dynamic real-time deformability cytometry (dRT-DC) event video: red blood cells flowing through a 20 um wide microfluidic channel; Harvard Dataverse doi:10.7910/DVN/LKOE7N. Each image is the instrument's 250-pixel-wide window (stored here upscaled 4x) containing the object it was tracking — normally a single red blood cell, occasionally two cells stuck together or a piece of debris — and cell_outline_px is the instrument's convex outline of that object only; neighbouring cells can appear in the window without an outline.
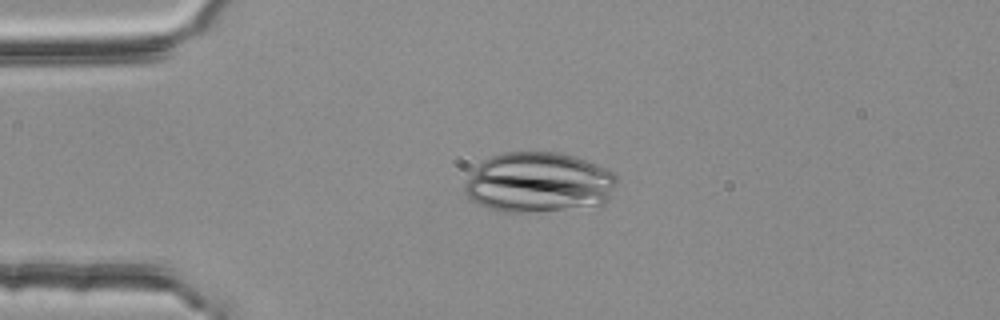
{"species": "common noctule bat (a hibernating species)", "species_latin": "Nyctalus noctula", "temperature_condition": "room temperature", "stored_images_in_passage": 53, "camera_frame_rate_fps": 3000, "um_per_image_px": 0.085, "animal": {"sex": "female", "body_mass_g": 25.1}, "frame": {"image": 1, "passage_image": 13, "time_ms": 4.0, "image_size_px": [1000, 320], "cell_outline_px": [[616, 184], [612, 196], [604, 204], [536, 212], [504, 212], [480, 204], [472, 200], [464, 192], [464, 184], [476, 168], [484, 160], [492, 156], [504, 152], [560, 152], [596, 164], [612, 172], [616, 176]], "centroid_in_image_um": [45.81, 15.51], "position_along_channel_um": 39.2, "area_um2": 53.06}}
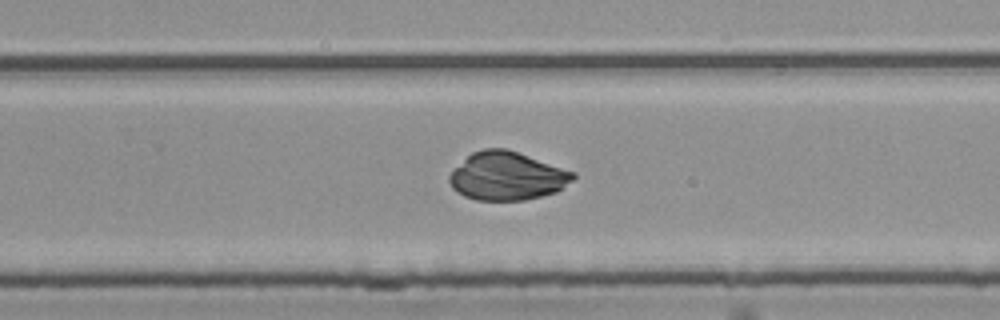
{"frame": {"image": 2, "passage_image": 35, "time_ms": 11.333, "image_size_px": [1000, 320], "cell_outline_px": [[576, 176], [572, 180], [556, 192], [524, 200], [476, 200], [464, 196], [456, 192], [452, 188], [448, 180], [448, 176], [472, 152], [484, 148], [508, 148], [576, 172]], "centroid_in_image_um": [43.11, 14.96], "position_along_channel_um": 286.7, "area_um2": 34.8}}
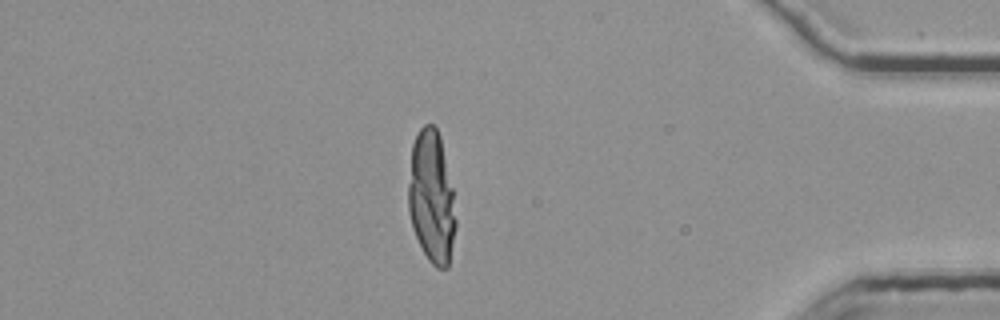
{"frame": {"image": 3, "passage_image": 47, "time_ms": 15.333, "image_size_px": [1000, 320], "cell_outline_px": [[456, 224], [448, 268], [436, 268], [428, 260], [412, 228], [408, 208], [408, 184], [412, 144], [420, 128], [424, 124], [432, 124], [436, 128], [440, 136], [452, 188], [456, 220]], "centroid_in_image_um": [36.67, 16.77], "position_along_channel_um": 398.5, "area_um2": 36.41}}